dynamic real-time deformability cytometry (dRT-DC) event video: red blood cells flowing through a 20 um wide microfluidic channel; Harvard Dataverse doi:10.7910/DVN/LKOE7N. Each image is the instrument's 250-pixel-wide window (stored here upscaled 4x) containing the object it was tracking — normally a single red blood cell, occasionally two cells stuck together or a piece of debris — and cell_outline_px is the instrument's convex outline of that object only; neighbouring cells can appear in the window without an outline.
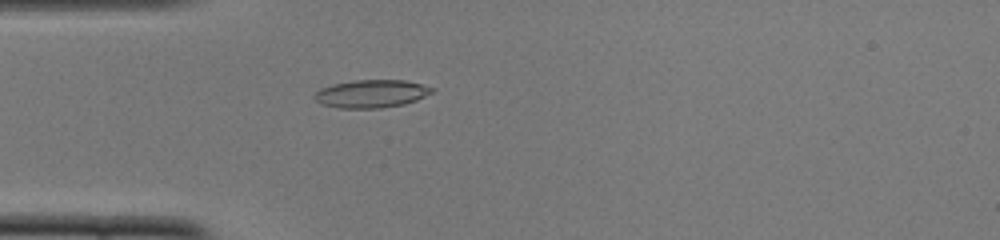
{"species": "common noctule bat (a hibernating species)", "species_latin": "Nyctalus noctula", "temperature_condition": "cold", "stored_images_in_passage": 52, "camera_frame_rate_fps": 3000, "um_per_image_px": 0.085, "animal": {"sex": "female", "body_mass_g": 22.0, "forearm_length_mm": 56.7}, "frame": {"image": 1, "passage_image": 15, "time_ms": 4.667, "image_size_px": [1000, 240], "cell_outline_px": [[436, 92], [416, 100], [404, 104], [380, 108], [340, 108], [320, 104], [312, 96], [320, 88], [332, 84], [352, 80], [404, 80], [436, 88]], "centroid_in_image_um": [31.57, 7.96], "position_along_channel_um": 53.4, "area_um2": 19.31}}
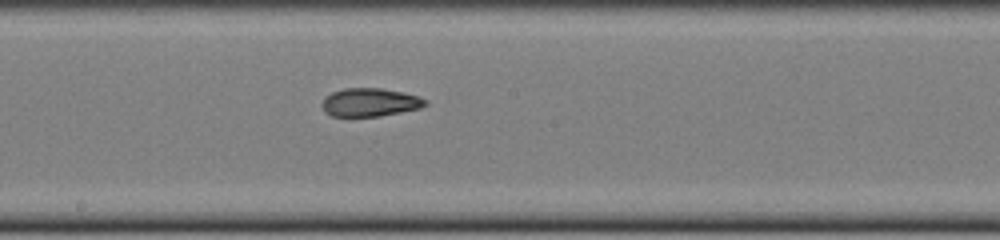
{"frame": {"image": 2, "passage_image": 28, "time_ms": 9.0, "image_size_px": [1000, 240], "cell_outline_px": [[428, 104], [420, 108], [380, 116], [332, 116], [324, 112], [320, 104], [324, 96], [332, 92], [344, 88], [380, 88], [404, 92], [428, 100]], "centroid_in_image_um": [31.41, 8.69], "position_along_channel_um": 216.8, "area_um2": 17.17}}
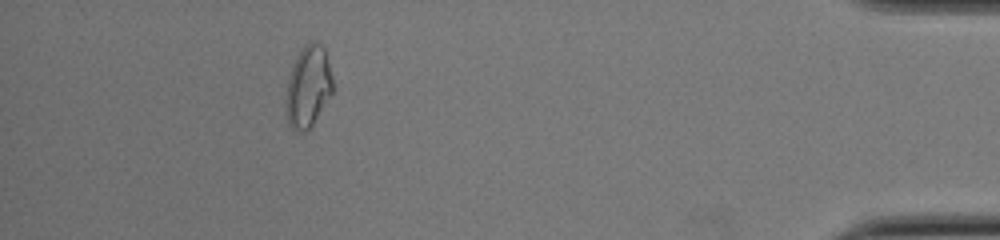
{"frame": {"image": 3, "passage_image": 47, "time_ms": 15.333, "image_size_px": [1000, 240], "cell_outline_px": [[332, 92], [312, 124], [304, 132], [296, 132], [288, 124], [288, 80], [292, 64], [300, 48], [308, 40], [312, 40], [320, 44], [324, 48], [332, 76]], "centroid_in_image_um": [26.2, 7.29], "position_along_channel_um": 409.0, "area_um2": 21.68}, "authors_computed_cell_mechanics": {"area_um2": 18.1492, "velocity_mm_per_s": 3.9019, "shape_relaxation_time_tau1_ms": null, "shape_relaxation_time_tau2_ms": 3.2298, "deformation_change_tau1": null, "deformation_change_tau2": 0.099}}